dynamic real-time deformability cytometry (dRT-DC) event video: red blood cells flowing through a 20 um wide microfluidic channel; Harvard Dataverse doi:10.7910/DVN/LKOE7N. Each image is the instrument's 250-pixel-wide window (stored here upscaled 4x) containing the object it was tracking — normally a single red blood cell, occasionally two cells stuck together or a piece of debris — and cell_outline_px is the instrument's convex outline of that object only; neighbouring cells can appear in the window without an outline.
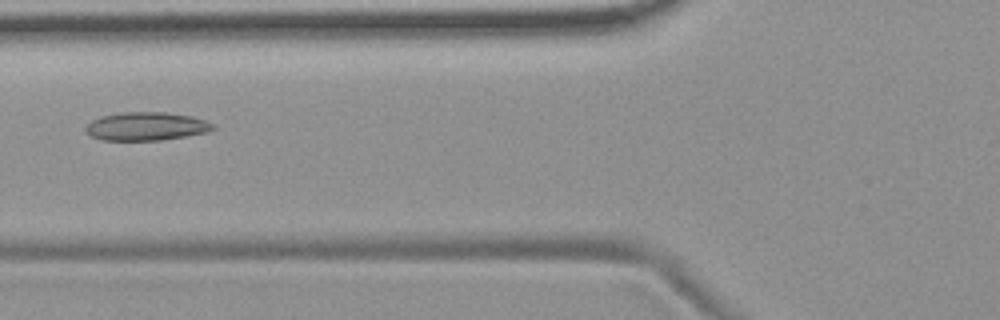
{"species": "common noctule bat (a hibernating species)", "species_latin": "Nyctalus noctula", "temperature_condition": "room temperature", "stored_images_in_passage": 6, "camera_frame_rate_fps": 3000, "um_per_image_px": 0.085, "animal": {"sex": "female", "body_mass_g": 19.9}, "frame": {"image": 1, "passage_image": 6, "time_ms": 6.667, "image_size_px": [1000, 320], "cell_outline_px": [[216, 128], [208, 132], [160, 140], [100, 140], [92, 136], [84, 128], [92, 120], [100, 116], [120, 112], [164, 112], [192, 116], [204, 120], [212, 124]], "centroid_in_image_um": [12.42, 10.73], "position_along_channel_um": 113.4, "area_um2": 20.92}}